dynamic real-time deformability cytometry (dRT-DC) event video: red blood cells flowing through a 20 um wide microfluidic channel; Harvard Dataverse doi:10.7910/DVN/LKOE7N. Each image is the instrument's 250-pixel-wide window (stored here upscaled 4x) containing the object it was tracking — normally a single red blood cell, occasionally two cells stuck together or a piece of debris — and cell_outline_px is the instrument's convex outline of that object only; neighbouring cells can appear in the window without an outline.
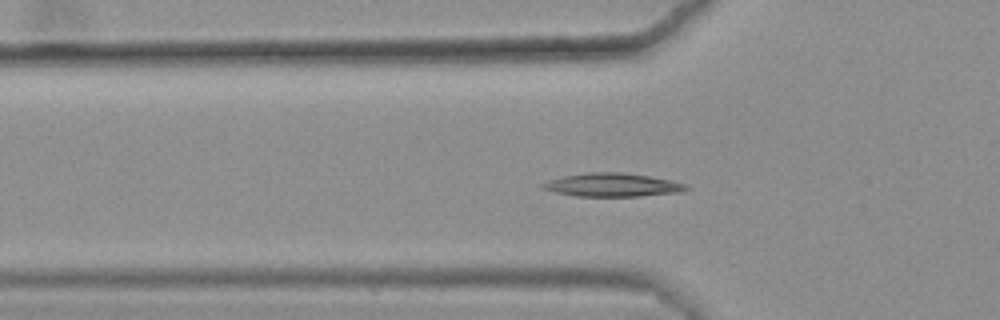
{"species": "common noctule bat (a hibernating species)", "species_latin": "Nyctalus noctula", "temperature_condition": "warm", "stored_images_in_passage": 37, "camera_frame_rate_fps": 3000, "um_per_image_px": 0.085, "animal": {"sex": "female", "body_mass_g": 25.1}, "frame": {"image": 1, "passage_image": 9, "time_ms": 2.667, "image_size_px": [1000, 320], "cell_outline_px": [[692, 188], [680, 192], [640, 196], [576, 196], [556, 192], [540, 188], [540, 184], [548, 180], [564, 176], [588, 172], [620, 172], [648, 176], [672, 180], [688, 184]], "centroid_in_image_um": [52.08, 15.72], "position_along_channel_um": 73.7, "area_um2": 19.65}}
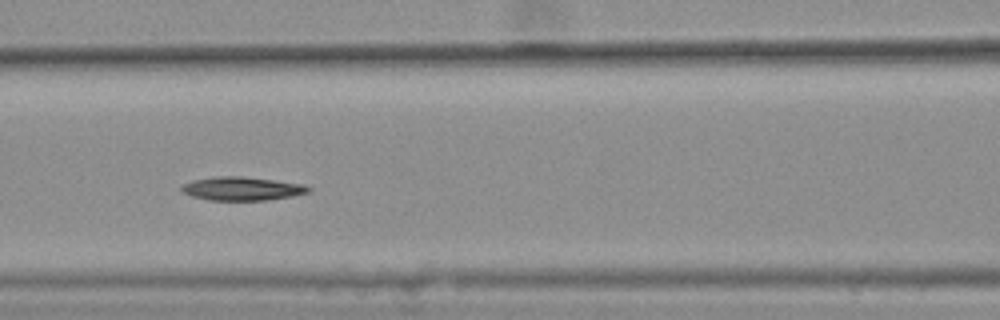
{"frame": {"image": 2, "passage_image": 15, "time_ms": 4.667, "image_size_px": [1000, 320], "cell_outline_px": [[312, 188], [308, 192], [292, 196], [268, 200], [208, 200], [192, 196], [180, 192], [180, 188], [184, 184], [192, 180], [216, 176], [244, 176], [304, 184]], "centroid_in_image_um": [20.55, 16.03], "position_along_channel_um": 146.0, "area_um2": 17.51}}
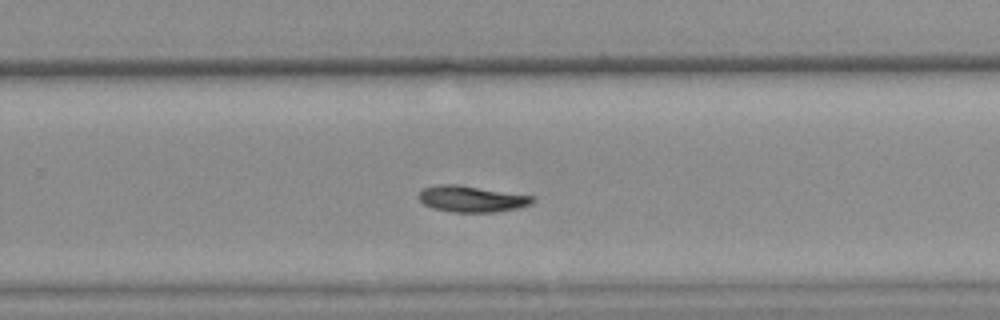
{"frame": {"image": 3, "passage_image": 27, "time_ms": 8.667, "image_size_px": [1000, 320], "cell_outline_px": [[536, 200], [532, 204], [516, 208], [492, 212], [452, 212], [432, 208], [424, 204], [420, 200], [420, 192], [424, 188], [436, 184], [456, 184], [532, 196]], "centroid_in_image_um": [40.07, 16.91], "position_along_channel_um": 289.7, "area_um2": 17.17}, "authors_computed_cell_mechanics": {"area_um2": 17.34, "velocity_mm_per_s": 3.5943, "shape_relaxation_time_tau1_ms": 7.7459, "shape_relaxation_time_tau2_ms": null, "deformation_change_tau1": 0.1617, "deformation_change_tau2": null}}